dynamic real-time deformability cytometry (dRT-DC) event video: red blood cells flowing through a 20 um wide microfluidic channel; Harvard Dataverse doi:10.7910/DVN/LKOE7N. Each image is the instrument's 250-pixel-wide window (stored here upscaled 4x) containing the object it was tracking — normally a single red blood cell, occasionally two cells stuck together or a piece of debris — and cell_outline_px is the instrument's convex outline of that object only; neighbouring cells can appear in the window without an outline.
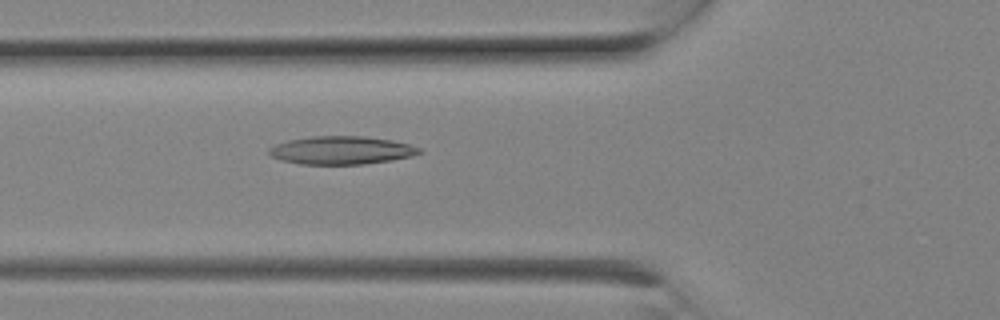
{"species": "Egyptian fruit bat (a non-hibernating species)", "species_latin": "Rousettus aegyptiacus", "temperature_condition": "room temperature", "stored_images_in_passage": 2, "camera_frame_rate_fps": 3000, "um_per_image_px": 0.085, "animal": {"sex": "female"}, "frame": {"image": 1, "passage_image": 2, "time_ms": 0.333, "image_size_px": [1000, 320], "cell_outline_px": [[424, 152], [412, 156], [392, 160], [364, 164], [300, 164], [280, 160], [272, 156], [268, 152], [268, 148], [276, 144], [288, 140], [312, 136], [364, 136], [392, 140], [408, 144], [420, 148]], "centroid_in_image_um": [29.02, 12.77], "position_along_channel_um": 96.8, "area_um2": 24.68}}